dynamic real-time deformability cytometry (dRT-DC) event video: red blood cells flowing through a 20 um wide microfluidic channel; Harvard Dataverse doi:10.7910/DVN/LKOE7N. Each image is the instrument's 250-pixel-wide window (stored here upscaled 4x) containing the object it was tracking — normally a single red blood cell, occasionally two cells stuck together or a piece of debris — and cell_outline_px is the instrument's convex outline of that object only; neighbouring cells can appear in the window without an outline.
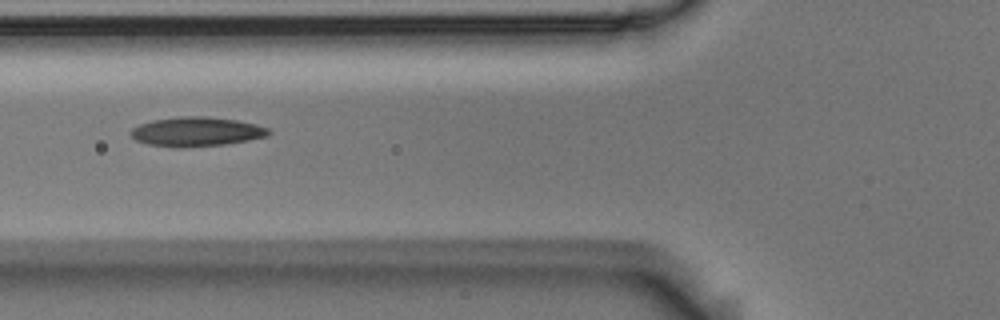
{"species": "Egyptian fruit bat (a non-hibernating species)", "species_latin": "Rousettus aegyptiacus", "temperature_condition": "room temperature", "stored_images_in_passage": 7, "camera_frame_rate_fps": 3000, "um_per_image_px": 0.085, "animal": {"sex": "male"}, "frame": {"image": 1, "passage_image": 6, "time_ms": 1.667, "image_size_px": [1000, 320], "cell_outline_px": [[272, 132], [268, 136], [248, 140], [224, 144], [180, 148], [148, 144], [136, 140], [132, 136], [132, 128], [140, 124], [152, 120], [180, 116], [204, 116], [236, 120], [256, 124], [268, 128]], "centroid_in_image_um": [16.72, 11.19], "position_along_channel_um": 109.1, "area_um2": 23.47}}
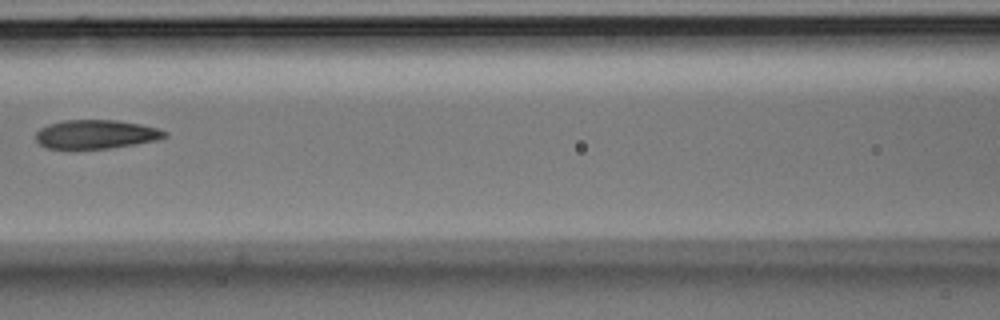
{"frame": {"image": 2, "passage_image": 7, "time_ms": 2.0, "image_size_px": [1000, 320], "cell_outline_px": [[168, 136], [160, 140], [136, 144], [108, 148], [44, 148], [36, 140], [36, 132], [40, 128], [48, 124], [64, 120], [116, 120], [140, 124], [156, 128], [168, 132]], "centroid_in_image_um": [8.18, 11.41], "position_along_channel_um": 158.4, "area_um2": 21.68}}